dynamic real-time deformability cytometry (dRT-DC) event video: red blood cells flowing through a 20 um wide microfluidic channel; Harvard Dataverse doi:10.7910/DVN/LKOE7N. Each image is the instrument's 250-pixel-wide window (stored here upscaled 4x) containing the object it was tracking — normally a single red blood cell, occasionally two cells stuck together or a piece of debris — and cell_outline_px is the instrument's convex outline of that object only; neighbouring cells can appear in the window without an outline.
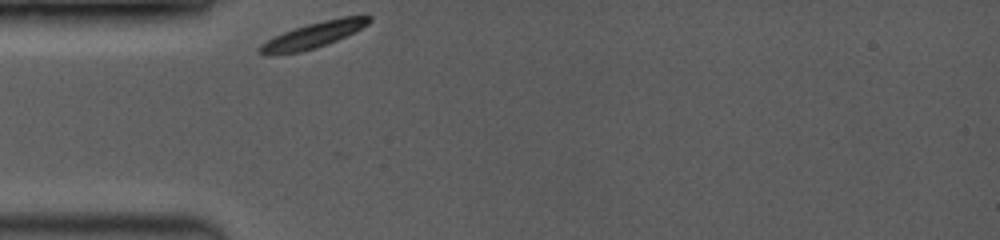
{"species": "common noctule bat (a hibernating species)", "species_latin": "Nyctalus noctula", "temperature_condition": "room temperature", "stored_images_in_passage": 49, "camera_frame_rate_fps": 3500, "um_per_image_px": 0.085, "animal": {"sex": "female", "body_mass_g": 19.0, "forearm_length_mm": 53.3}, "frame": {"image": 1, "passage_image": 1, "time_ms": 0.0, "image_size_px": [1000, 240], "cell_outline_px": [[372, 20], [368, 24], [336, 40], [316, 48], [300, 52], [272, 56], [264, 56], [256, 52], [256, 48], [260, 44], [292, 28], [324, 20], [364, 12], [372, 16]], "centroid_in_image_um": [26.61, 2.98], "position_along_channel_um": 58.4, "area_um2": 16.82}}
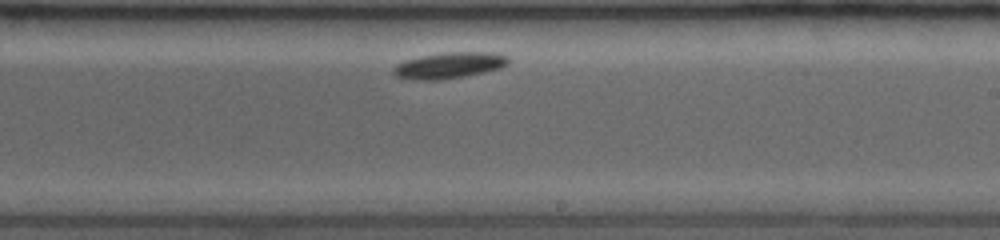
{"frame": {"image": 2, "passage_image": 29, "time_ms": 5.429, "image_size_px": [1000, 240], "cell_outline_px": [[512, 60], [508, 64], [500, 68], [484, 72], [464, 76], [440, 80], [412, 80], [396, 76], [392, 72], [392, 68], [396, 64], [404, 60], [420, 56], [444, 52], [492, 52], [508, 56]], "centroid_in_image_um": [38.18, 5.55], "position_along_channel_um": 250.8, "area_um2": 17.74}}
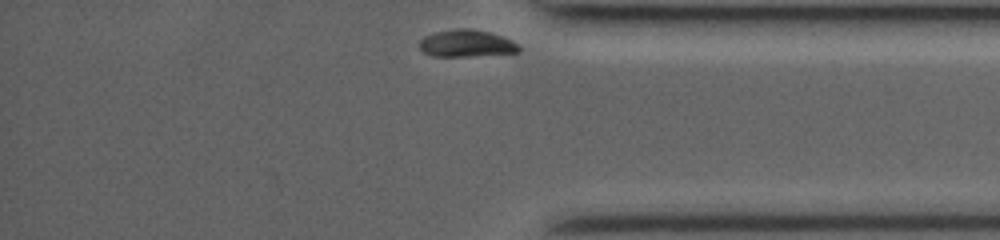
{"frame": {"image": 3, "passage_image": 48, "time_ms": 9.429, "image_size_px": [1000, 240], "cell_outline_px": [[520, 52], [464, 56], [432, 56], [424, 52], [420, 48], [420, 40], [424, 36], [436, 32], [456, 28], [472, 28], [492, 32], [512, 40], [520, 48]], "centroid_in_image_um": [39.65, 3.67], "position_along_channel_um": 395.5, "area_um2": 15.66}, "authors_computed_cell_mechanics": {"area_um2": 16.8198, "velocity_mm_per_s": 3.6309, "shape_relaxation_time_tau1_ms": 0.3203, "shape_relaxation_time_tau2_ms": null, "deformation_change_tau1": 0.0674, "deformation_change_tau2": null}}